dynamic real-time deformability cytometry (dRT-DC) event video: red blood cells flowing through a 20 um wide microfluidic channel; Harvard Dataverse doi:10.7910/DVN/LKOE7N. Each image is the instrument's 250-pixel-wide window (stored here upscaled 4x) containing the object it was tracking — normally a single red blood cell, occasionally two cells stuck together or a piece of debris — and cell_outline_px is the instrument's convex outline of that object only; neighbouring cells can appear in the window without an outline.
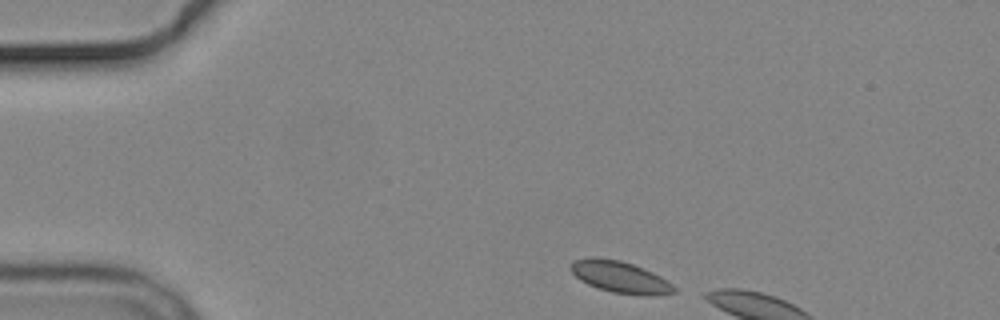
{"species": "common noctule bat (a hibernating species)", "species_latin": "Nyctalus noctula", "temperature_condition": "cold", "stored_images_in_passage": 2, "camera_frame_rate_fps": 3000, "um_per_image_px": 0.085, "animal": {"sex": "male", "body_mass_g": 19.2, "forearm_length_mm": 51.8}, "frame": {"image": 1, "passage_image": 1, "time_ms": 0.0, "image_size_px": [1000, 320], "cell_outline_px": [[676, 292], [652, 296], [644, 296], [612, 292], [596, 288], [580, 280], [568, 268], [568, 264], [572, 260], [588, 256], [596, 256], [620, 260], [632, 264], [652, 272], [660, 276], [672, 284], [676, 288]], "centroid_in_image_um": [52.65, 23.53], "position_along_channel_um": 32.4, "area_um2": 19.42}}